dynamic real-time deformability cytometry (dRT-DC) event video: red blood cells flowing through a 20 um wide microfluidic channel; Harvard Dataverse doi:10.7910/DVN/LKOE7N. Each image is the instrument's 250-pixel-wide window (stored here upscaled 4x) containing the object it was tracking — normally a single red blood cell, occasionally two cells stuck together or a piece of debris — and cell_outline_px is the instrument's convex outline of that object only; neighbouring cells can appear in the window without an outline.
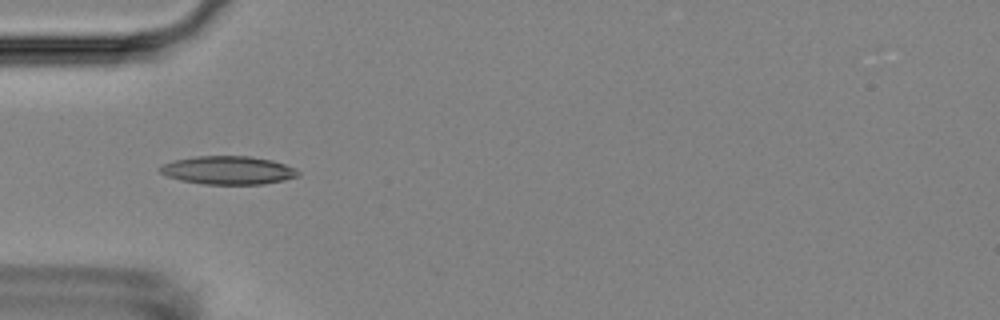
{"species": "Egyptian fruit bat (a non-hibernating species)", "species_latin": "Rousettus aegyptiacus", "temperature_condition": "room temperature", "stored_images_in_passage": 5, "camera_frame_rate_fps": 3000, "um_per_image_px": 0.085, "animal": {"sex": "female"}, "frame": {"image": 1, "passage_image": 5, "time_ms": 4.667, "image_size_px": [1000, 320], "cell_outline_px": [[300, 176], [284, 180], [264, 184], [204, 184], [180, 180], [168, 176], [160, 172], [156, 168], [164, 164], [176, 160], [196, 156], [248, 156], [272, 160], [296, 168], [300, 172]], "centroid_in_image_um": [19.42, 14.47], "position_along_channel_um": 65.6, "area_um2": 22.77}}